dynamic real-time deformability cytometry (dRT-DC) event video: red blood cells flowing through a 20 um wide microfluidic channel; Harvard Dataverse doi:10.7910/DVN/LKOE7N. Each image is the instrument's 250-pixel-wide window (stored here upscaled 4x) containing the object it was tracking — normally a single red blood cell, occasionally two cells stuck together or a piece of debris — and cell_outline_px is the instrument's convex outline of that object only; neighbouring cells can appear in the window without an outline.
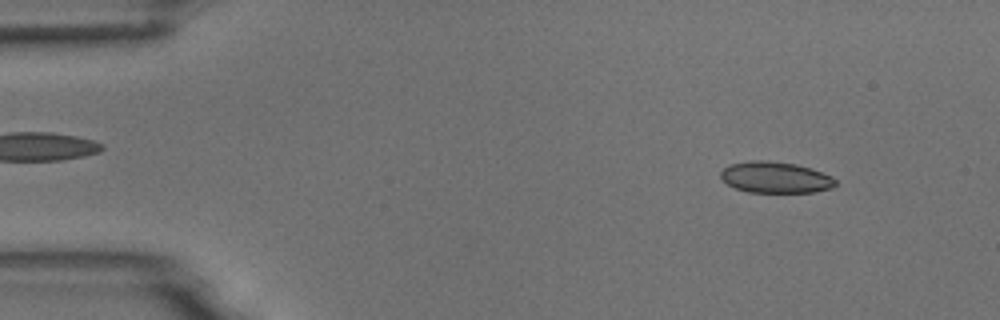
{"species": "common noctule bat (a hibernating species)", "species_latin": "Nyctalus noctula", "temperature_condition": "room temperature", "stored_images_in_passage": 54, "camera_frame_rate_fps": 3000, "um_per_image_px": 0.085, "animal": {"sex": "male", "body_mass_g": 18.8}, "frame": {"image": 1, "passage_image": 5, "time_ms": 1.333, "image_size_px": [1000, 320], "cell_outline_px": [[836, 184], [832, 188], [812, 192], [748, 192], [736, 188], [728, 184], [720, 176], [720, 172], [728, 164], [752, 160], [768, 160], [796, 164], [812, 168], [832, 176], [836, 180]], "centroid_in_image_um": [65.92, 15.06], "position_along_channel_um": 19.1, "area_um2": 20.98}}
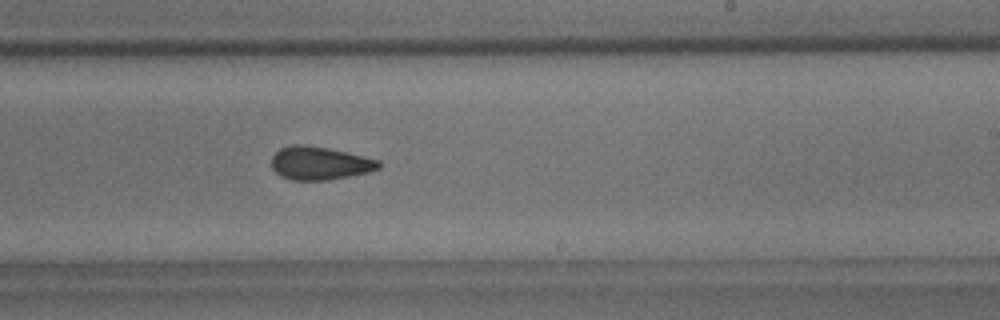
{"frame": {"image": 2, "passage_image": 32, "time_ms": 10.333, "image_size_px": [1000, 320], "cell_outline_px": [[380, 168], [368, 172], [328, 180], [292, 180], [280, 176], [272, 168], [272, 156], [280, 148], [292, 144], [304, 144], [328, 148], [364, 156], [380, 160]], "centroid_in_image_um": [27.16, 13.86], "position_along_channel_um": 261.8, "area_um2": 20.75}}
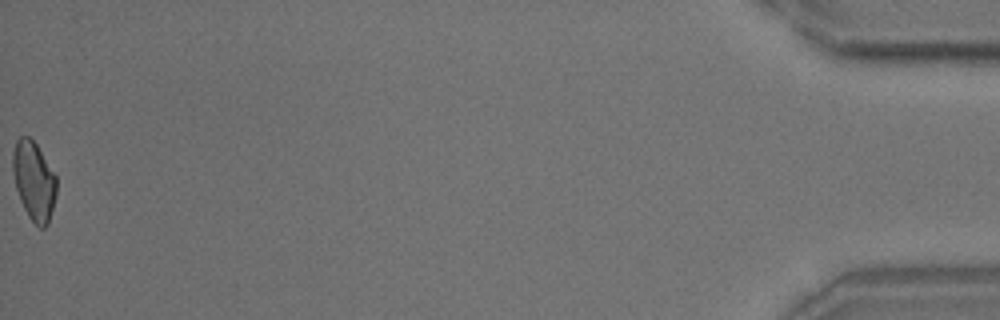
{"frame": {"image": 3, "passage_image": 54, "time_ms": 17.667, "image_size_px": [1000, 320], "cell_outline_px": [[56, 196], [48, 224], [44, 228], [40, 228], [28, 216], [20, 200], [16, 188], [12, 172], [12, 152], [16, 140], [20, 136], [28, 136], [36, 144], [56, 176]], "centroid_in_image_um": [2.87, 15.37], "position_along_channel_um": 432.3, "area_um2": 20.06}, "authors_computed_cell_mechanics": {"area_um2": 21.0103, "velocity_mm_per_s": 3.6838, "shape_relaxation_time_tau1_ms": 9.3343, "shape_relaxation_time_tau2_ms": 3.0882, "deformation_change_tau1": 0.1578, "deformation_change_tau2": 0.0773}}